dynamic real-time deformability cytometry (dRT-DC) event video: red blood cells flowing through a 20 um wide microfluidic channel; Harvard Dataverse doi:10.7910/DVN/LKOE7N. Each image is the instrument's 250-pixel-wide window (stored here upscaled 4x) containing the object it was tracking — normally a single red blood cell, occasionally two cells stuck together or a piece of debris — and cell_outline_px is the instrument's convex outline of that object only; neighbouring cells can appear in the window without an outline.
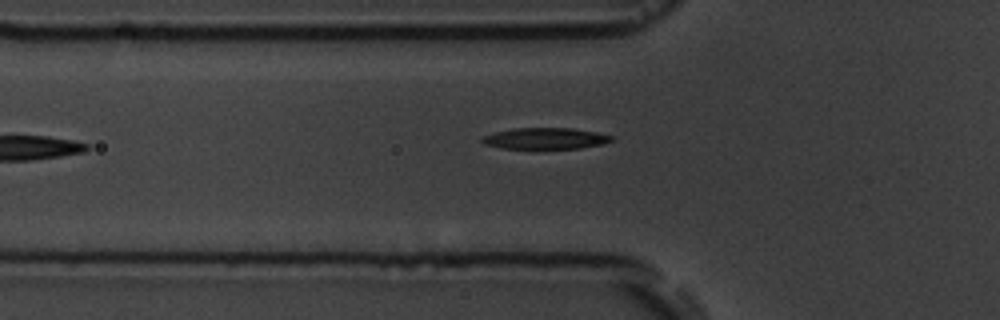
{"species": "common noctule bat (a hibernating species)", "species_latin": "Nyctalus noctula", "temperature_condition": "room temperature", "stored_images_in_passage": 6, "camera_frame_rate_fps": 3000, "um_per_image_px": 0.085, "animal": {"sex": "male", "body_mass_g": 19.5, "forearm_length_mm": 54.6}, "frame": {"image": 1, "passage_image": 6, "time_ms": 6.667, "image_size_px": [1000, 320], "cell_outline_px": [[616, 140], [600, 144], [580, 148], [500, 148], [484, 144], [480, 140], [484, 136], [496, 132], [516, 128], [572, 128], [596, 132], [616, 136]], "centroid_in_image_um": [46.41, 11.76], "position_along_channel_um": 79.4, "area_um2": 15.95}}